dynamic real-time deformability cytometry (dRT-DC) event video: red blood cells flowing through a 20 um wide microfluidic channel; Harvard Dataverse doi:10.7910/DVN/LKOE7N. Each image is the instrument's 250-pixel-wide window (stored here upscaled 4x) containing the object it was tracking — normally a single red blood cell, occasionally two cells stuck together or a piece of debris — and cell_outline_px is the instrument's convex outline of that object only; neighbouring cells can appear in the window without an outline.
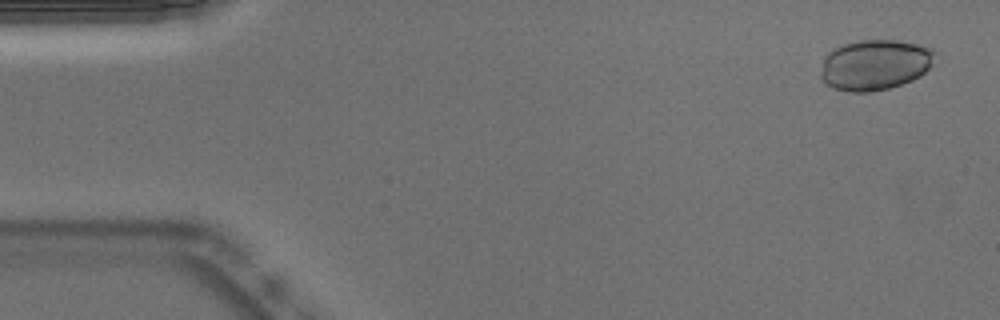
{"species": "Egyptian fruit bat (a non-hibernating species)", "species_latin": "Rousettus aegyptiacus", "temperature_condition": "warm", "stored_images_in_passage": 11, "camera_frame_rate_fps": 3000, "um_per_image_px": 0.085, "animal": {"sex": "male"}, "frame": {"image": 1, "passage_image": 2, "time_ms": 0.333, "image_size_px": [1000, 320], "cell_outline_px": [[936, 52], [932, 64], [920, 76], [912, 80], [888, 88], [872, 92], [848, 92], [832, 88], [820, 76], [820, 72], [824, 56], [828, 52], [844, 44], [860, 40], [896, 40], [916, 44], [932, 48]], "centroid_in_image_um": [74.36, 5.51], "position_along_channel_um": 10.6, "area_um2": 33.64}}